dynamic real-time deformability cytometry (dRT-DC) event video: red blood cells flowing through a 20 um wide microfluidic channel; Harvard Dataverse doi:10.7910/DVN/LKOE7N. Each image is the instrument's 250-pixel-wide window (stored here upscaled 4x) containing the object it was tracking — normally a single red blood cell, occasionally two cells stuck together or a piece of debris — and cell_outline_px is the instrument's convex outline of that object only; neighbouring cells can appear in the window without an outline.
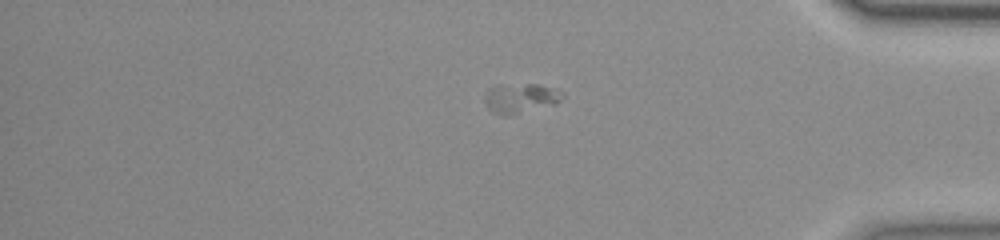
{"species": "common noctule bat (a hibernating species)", "species_latin": "Nyctalus noctula", "temperature_condition": "room temperature", "stored_images_in_passage": 39, "camera_frame_rate_fps": 3000, "um_per_image_px": 0.085, "animal": {"sex": "female", "body_mass_g": 23.0, "forearm_length_mm": 53.4}, "frame": {"image": 1, "passage_image": 32, "time_ms": 10.333, "image_size_px": [1000, 240], "cell_outline_px": [[564, 96], [556, 104], [508, 116], [504, 116], [492, 112], [488, 108], [484, 100], [484, 92], [492, 84], [536, 84], [556, 88], [564, 92]], "centroid_in_image_um": [44.21, 8.33], "position_along_channel_um": 391.0, "area_um2": 13.93}}